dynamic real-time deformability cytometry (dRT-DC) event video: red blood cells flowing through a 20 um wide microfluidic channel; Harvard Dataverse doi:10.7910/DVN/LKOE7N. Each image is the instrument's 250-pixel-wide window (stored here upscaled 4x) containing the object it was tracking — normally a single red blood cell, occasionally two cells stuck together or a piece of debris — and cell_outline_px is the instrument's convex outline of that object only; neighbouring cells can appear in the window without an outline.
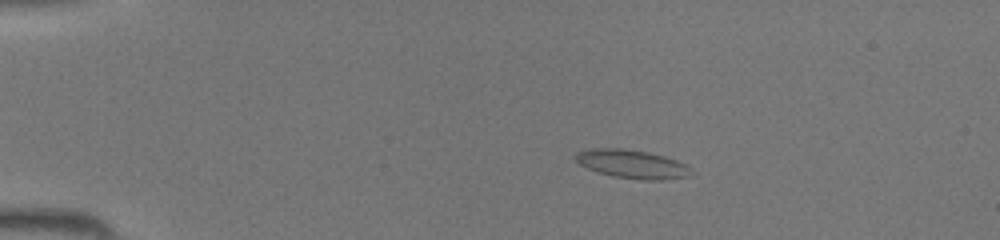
{"species": "common noctule bat (a hibernating species)", "species_latin": "Nyctalus noctula", "temperature_condition": "room temperature", "stored_images_in_passage": 45, "camera_frame_rate_fps": 3000, "um_per_image_px": 0.085, "animal": {"sex": "female", "body_mass_g": 19.5, "forearm_length_mm": 54.1}, "frame": {"image": 1, "passage_image": 9, "time_ms": 2.667, "image_size_px": [1000, 240], "cell_outline_px": [[692, 176], [664, 180], [644, 180], [612, 176], [596, 172], [580, 164], [576, 160], [576, 152], [592, 148], [620, 148], [648, 152], [664, 156], [676, 160], [692, 168]], "centroid_in_image_um": [53.76, 13.95], "position_along_channel_um": 31.2, "area_um2": 19.31}}
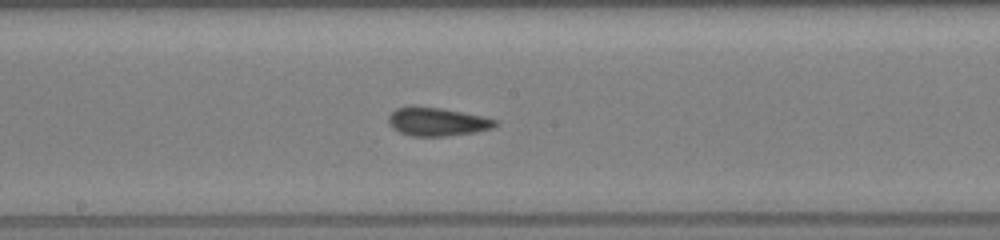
{"frame": {"image": 2, "passage_image": 25, "time_ms": 8.0, "image_size_px": [1000, 240], "cell_outline_px": [[500, 124], [492, 128], [476, 132], [444, 136], [412, 136], [400, 132], [392, 128], [388, 124], [388, 116], [396, 108], [440, 108], [480, 116], [496, 120]], "centroid_in_image_um": [37.16, 10.38], "position_along_channel_um": 211.0, "area_um2": 17.17}}
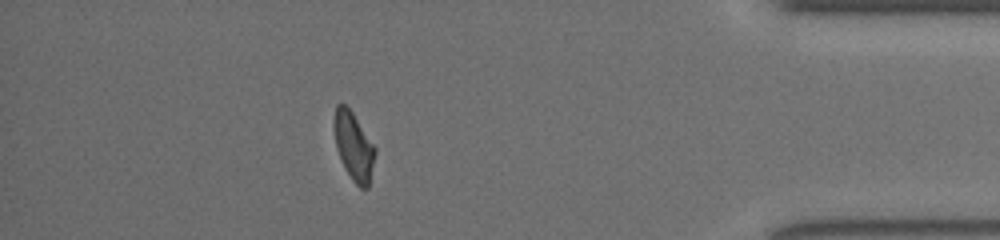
{"frame": {"image": 3, "passage_image": 40, "time_ms": 13.0, "image_size_px": [1000, 240], "cell_outline_px": [[376, 152], [368, 188], [360, 188], [352, 180], [344, 168], [340, 160], [336, 148], [332, 124], [336, 104], [344, 104], [352, 112], [376, 148]], "centroid_in_image_um": [30.03, 12.43], "position_along_channel_um": 405.2, "area_um2": 16.42}}